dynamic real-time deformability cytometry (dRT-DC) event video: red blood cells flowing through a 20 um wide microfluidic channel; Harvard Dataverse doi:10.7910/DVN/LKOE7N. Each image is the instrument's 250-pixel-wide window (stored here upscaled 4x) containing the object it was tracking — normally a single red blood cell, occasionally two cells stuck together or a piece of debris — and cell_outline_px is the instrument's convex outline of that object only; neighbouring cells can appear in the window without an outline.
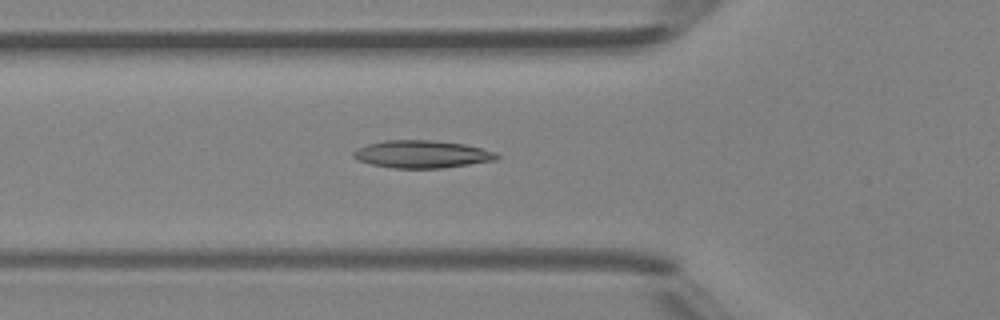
{"species": "Egyptian fruit bat (a non-hibernating species)", "species_latin": "Rousettus aegyptiacus", "temperature_condition": "room temperature", "stored_images_in_passage": 5, "camera_frame_rate_fps": 3000, "um_per_image_px": 0.085, "animal": {"sex": "female"}, "frame": {"image": 1, "passage_image": 5, "time_ms": 5.667, "image_size_px": [1000, 320], "cell_outline_px": [[500, 156], [496, 160], [444, 168], [392, 168], [372, 164], [356, 160], [352, 156], [352, 152], [356, 148], [368, 144], [384, 140], [432, 140], [464, 144], [496, 152]], "centroid_in_image_um": [35.84, 13.11], "position_along_channel_um": 90.0, "area_um2": 23.12}}